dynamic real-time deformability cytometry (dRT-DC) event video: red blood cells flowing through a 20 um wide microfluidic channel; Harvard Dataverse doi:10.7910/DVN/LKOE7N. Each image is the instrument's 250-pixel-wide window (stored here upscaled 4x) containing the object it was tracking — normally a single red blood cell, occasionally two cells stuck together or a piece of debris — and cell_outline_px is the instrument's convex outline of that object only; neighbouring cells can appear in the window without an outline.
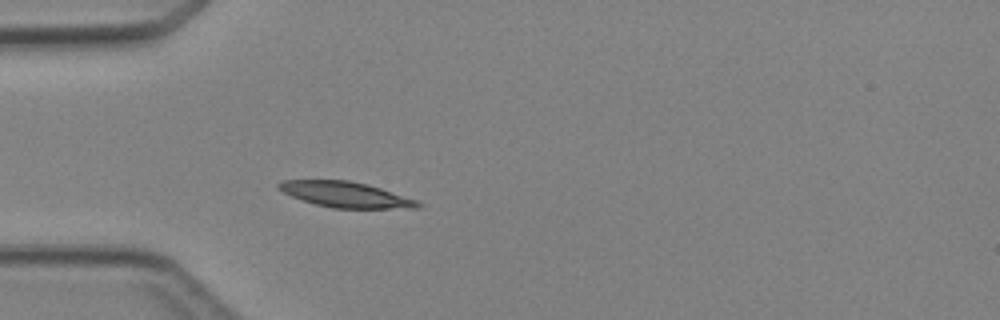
{"species": "Egyptian fruit bat (a non-hibernating species)", "species_latin": "Rousettus aegyptiacus", "temperature_condition": "cold", "stored_images_in_passage": 3, "camera_frame_rate_fps": 3000, "um_per_image_px": 0.085, "animal": {"sex": "female"}, "frame": {"image": 1, "passage_image": 3, "time_ms": 2.333, "image_size_px": [1000, 320], "cell_outline_px": [[424, 204], [420, 208], [332, 208], [316, 204], [292, 196], [276, 188], [276, 184], [280, 180], [348, 180], [368, 184], [416, 200]], "centroid_in_image_um": [29.37, 16.53], "position_along_channel_um": 55.6, "area_um2": 20.63}}